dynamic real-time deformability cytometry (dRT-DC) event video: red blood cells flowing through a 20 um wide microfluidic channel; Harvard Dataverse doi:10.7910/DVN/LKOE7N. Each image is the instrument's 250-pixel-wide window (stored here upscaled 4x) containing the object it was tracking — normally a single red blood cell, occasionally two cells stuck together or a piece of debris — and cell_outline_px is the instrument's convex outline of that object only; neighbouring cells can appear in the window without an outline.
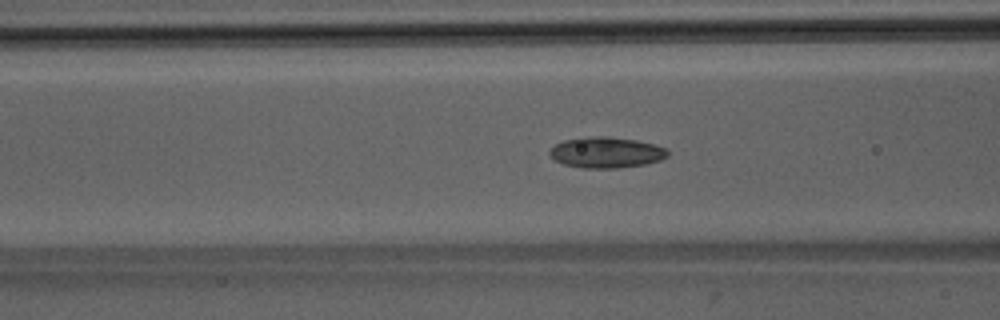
{"species": "Egyptian fruit bat (a non-hibernating species)", "species_latin": "Rousettus aegyptiacus", "temperature_condition": "room temperature", "stored_images_in_passage": 52, "camera_frame_rate_fps": 3000, "um_per_image_px": 0.085, "animal": {"sex": "male"}, "frame": {"image": 1, "passage_image": 21, "time_ms": 6.667, "image_size_px": [1000, 320], "cell_outline_px": [[668, 156], [660, 160], [644, 164], [616, 168], [584, 168], [564, 164], [556, 160], [548, 152], [556, 144], [564, 140], [596, 136], [608, 136], [636, 140], [668, 148]], "centroid_in_image_um": [51.56, 12.96], "position_along_channel_um": 115.0, "area_um2": 20.98}}
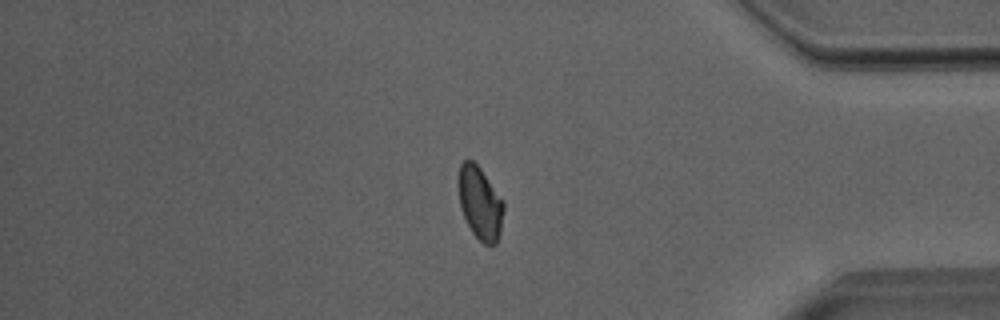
{"frame": {"image": 2, "passage_image": 44, "time_ms": 14.333, "image_size_px": [1000, 320], "cell_outline_px": [[504, 208], [500, 232], [496, 244], [484, 244], [472, 232], [460, 208], [456, 180], [460, 164], [464, 160], [472, 160], [480, 168], [504, 200]], "centroid_in_image_um": [40.78, 17.22], "position_along_channel_um": 394.4, "area_um2": 19.42}}
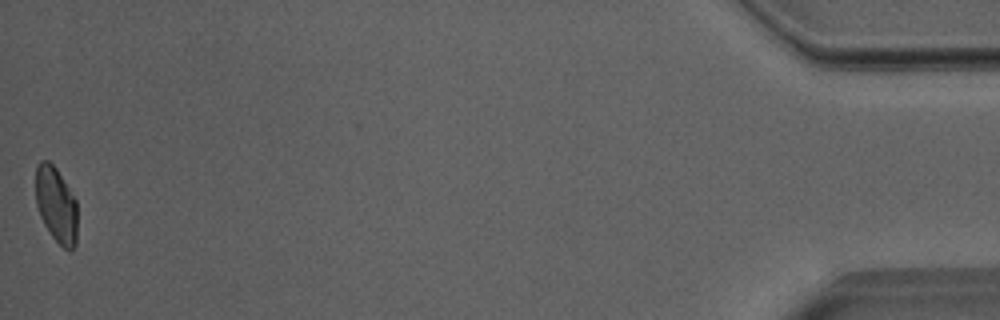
{"frame": {"image": 3, "passage_image": 52, "time_ms": 17.0, "image_size_px": [1000, 320], "cell_outline_px": [[76, 244], [72, 248], [64, 248], [52, 236], [44, 224], [40, 216], [36, 204], [36, 164], [40, 160], [48, 160], [56, 168], [76, 200]], "centroid_in_image_um": [4.75, 17.37], "position_along_channel_um": 430.4, "area_um2": 18.15}, "authors_computed_cell_mechanics": {"area_um2": 20.1433, "velocity_mm_per_s": 3.9874, "shape_relaxation_time_tau1_ms": null, "shape_relaxation_time_tau2_ms": 1.4672, "deformation_change_tau1": null, "deformation_change_tau2": 0.0556}}